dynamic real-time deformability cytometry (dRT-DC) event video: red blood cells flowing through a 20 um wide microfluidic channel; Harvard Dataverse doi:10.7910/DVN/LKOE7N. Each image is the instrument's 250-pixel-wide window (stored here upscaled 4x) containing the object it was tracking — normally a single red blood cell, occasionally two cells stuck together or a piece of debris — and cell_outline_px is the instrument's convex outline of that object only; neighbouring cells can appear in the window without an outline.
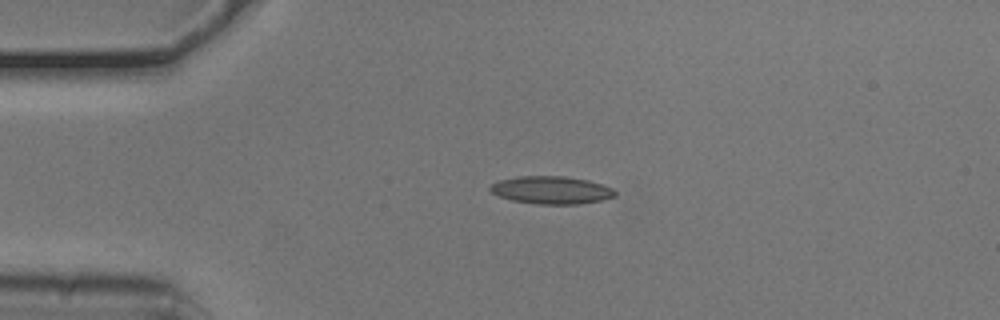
{"species": "common noctule bat (a hibernating species)", "species_latin": "Nyctalus noctula", "temperature_condition": "cold", "stored_images_in_passage": 42, "camera_frame_rate_fps": 3000, "um_per_image_px": 0.085, "animal": {"sex": "male", "body_mass_g": 20.5, "forearm_length_mm": 52.5}, "frame": {"image": 1, "passage_image": 1, "time_ms": 0.0, "image_size_px": [1000, 320], "cell_outline_px": [[616, 196], [604, 200], [576, 204], [536, 204], [512, 200], [500, 196], [492, 192], [488, 188], [492, 184], [500, 180], [516, 176], [564, 176], [588, 180], [612, 188], [616, 192]], "centroid_in_image_um": [46.88, 16.15], "position_along_channel_um": 38.1, "area_um2": 20.11}}
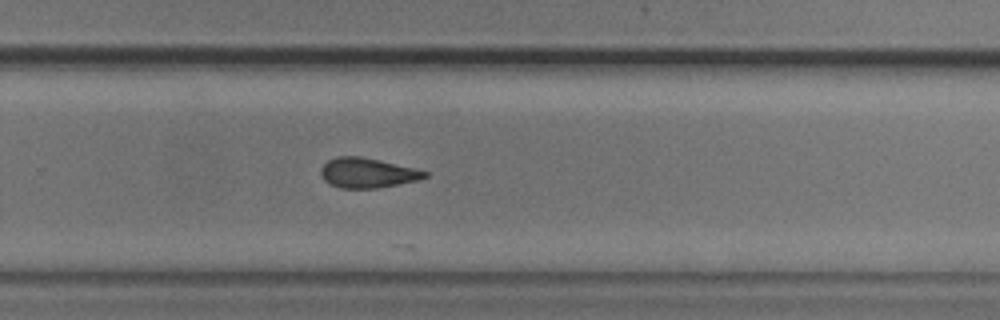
{"frame": {"image": 2, "passage_image": 24, "time_ms": 7.667, "image_size_px": [1000, 320], "cell_outline_px": [[428, 176], [420, 180], [376, 188], [340, 188], [328, 184], [324, 180], [320, 172], [320, 168], [328, 160], [336, 156], [360, 156], [380, 160], [416, 168], [428, 172]], "centroid_in_image_um": [31.23, 14.69], "position_along_channel_um": 298.6, "area_um2": 18.26}}
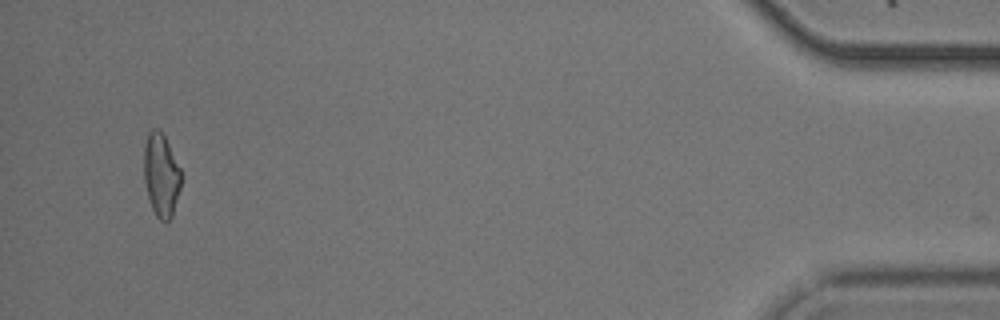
{"frame": {"image": 3, "passage_image": 40, "time_ms": 13.0, "image_size_px": [1000, 320], "cell_outline_px": [[180, 188], [172, 216], [168, 220], [160, 220], [156, 216], [152, 208], [148, 196], [144, 180], [144, 144], [148, 132], [152, 128], [160, 128], [180, 168]], "centroid_in_image_um": [13.68, 14.84], "position_along_channel_um": 421.5, "area_um2": 17.86}, "authors_computed_cell_mechanics": {"area_um2": 18.5827, "velocity_mm_per_s": 3.7897, "shape_relaxation_time_tau1_ms": null, "shape_relaxation_time_tau2_ms": 4.6942, "deformation_change_tau1": null, "deformation_change_tau2": 0.1198}}